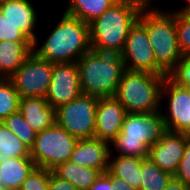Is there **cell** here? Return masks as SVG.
<instances>
[{"instance_id": "30bf717a", "label": "cell", "mask_w": 190, "mask_h": 190, "mask_svg": "<svg viewBox=\"0 0 190 190\" xmlns=\"http://www.w3.org/2000/svg\"><path fill=\"white\" fill-rule=\"evenodd\" d=\"M167 106L163 110V102ZM161 109L165 128L168 131L190 132V90L173 82L166 76L161 89Z\"/></svg>"}, {"instance_id": "4316f807", "label": "cell", "mask_w": 190, "mask_h": 190, "mask_svg": "<svg viewBox=\"0 0 190 190\" xmlns=\"http://www.w3.org/2000/svg\"><path fill=\"white\" fill-rule=\"evenodd\" d=\"M176 33L181 54L190 55V14L176 12Z\"/></svg>"}, {"instance_id": "836d02e7", "label": "cell", "mask_w": 190, "mask_h": 190, "mask_svg": "<svg viewBox=\"0 0 190 190\" xmlns=\"http://www.w3.org/2000/svg\"><path fill=\"white\" fill-rule=\"evenodd\" d=\"M111 181L115 190H136L132 185L128 184L125 180L119 179L111 174Z\"/></svg>"}, {"instance_id": "8992f818", "label": "cell", "mask_w": 190, "mask_h": 190, "mask_svg": "<svg viewBox=\"0 0 190 190\" xmlns=\"http://www.w3.org/2000/svg\"><path fill=\"white\" fill-rule=\"evenodd\" d=\"M167 75L125 69L114 97L127 113H156L161 110V89Z\"/></svg>"}, {"instance_id": "e575fe53", "label": "cell", "mask_w": 190, "mask_h": 190, "mask_svg": "<svg viewBox=\"0 0 190 190\" xmlns=\"http://www.w3.org/2000/svg\"><path fill=\"white\" fill-rule=\"evenodd\" d=\"M164 190H188V186L173 177Z\"/></svg>"}, {"instance_id": "6da1fadb", "label": "cell", "mask_w": 190, "mask_h": 190, "mask_svg": "<svg viewBox=\"0 0 190 190\" xmlns=\"http://www.w3.org/2000/svg\"><path fill=\"white\" fill-rule=\"evenodd\" d=\"M58 20L42 43L35 39L33 52L53 64L77 62L91 50L89 24L64 12Z\"/></svg>"}, {"instance_id": "9a60e30c", "label": "cell", "mask_w": 190, "mask_h": 190, "mask_svg": "<svg viewBox=\"0 0 190 190\" xmlns=\"http://www.w3.org/2000/svg\"><path fill=\"white\" fill-rule=\"evenodd\" d=\"M110 144L97 138L78 139L71 154L70 160L76 164L100 170L108 171Z\"/></svg>"}, {"instance_id": "ab89813d", "label": "cell", "mask_w": 190, "mask_h": 190, "mask_svg": "<svg viewBox=\"0 0 190 190\" xmlns=\"http://www.w3.org/2000/svg\"><path fill=\"white\" fill-rule=\"evenodd\" d=\"M0 190H7V189H6V188H4V187H1V188H0Z\"/></svg>"}, {"instance_id": "5b68a950", "label": "cell", "mask_w": 190, "mask_h": 190, "mask_svg": "<svg viewBox=\"0 0 190 190\" xmlns=\"http://www.w3.org/2000/svg\"><path fill=\"white\" fill-rule=\"evenodd\" d=\"M165 131L160 111L152 114L127 113L120 134L110 144V154L146 158L149 147L157 142Z\"/></svg>"}, {"instance_id": "44dd1931", "label": "cell", "mask_w": 190, "mask_h": 190, "mask_svg": "<svg viewBox=\"0 0 190 190\" xmlns=\"http://www.w3.org/2000/svg\"><path fill=\"white\" fill-rule=\"evenodd\" d=\"M144 158L116 156L109 154L108 171L115 177L125 180L136 190H140L141 162Z\"/></svg>"}, {"instance_id": "4fadbf2b", "label": "cell", "mask_w": 190, "mask_h": 190, "mask_svg": "<svg viewBox=\"0 0 190 190\" xmlns=\"http://www.w3.org/2000/svg\"><path fill=\"white\" fill-rule=\"evenodd\" d=\"M188 140V133L166 130L162 137L149 147L147 157L164 172L174 176Z\"/></svg>"}, {"instance_id": "7402d4cb", "label": "cell", "mask_w": 190, "mask_h": 190, "mask_svg": "<svg viewBox=\"0 0 190 190\" xmlns=\"http://www.w3.org/2000/svg\"><path fill=\"white\" fill-rule=\"evenodd\" d=\"M118 0H68L64 13L90 23Z\"/></svg>"}, {"instance_id": "ba28073f", "label": "cell", "mask_w": 190, "mask_h": 190, "mask_svg": "<svg viewBox=\"0 0 190 190\" xmlns=\"http://www.w3.org/2000/svg\"><path fill=\"white\" fill-rule=\"evenodd\" d=\"M99 98L81 94L74 100L55 109L56 124L77 139L95 136V118Z\"/></svg>"}, {"instance_id": "8fae6325", "label": "cell", "mask_w": 190, "mask_h": 190, "mask_svg": "<svg viewBox=\"0 0 190 190\" xmlns=\"http://www.w3.org/2000/svg\"><path fill=\"white\" fill-rule=\"evenodd\" d=\"M120 55L127 70L166 75L156 65L146 27L139 20L128 32L125 47Z\"/></svg>"}, {"instance_id": "3957f363", "label": "cell", "mask_w": 190, "mask_h": 190, "mask_svg": "<svg viewBox=\"0 0 190 190\" xmlns=\"http://www.w3.org/2000/svg\"><path fill=\"white\" fill-rule=\"evenodd\" d=\"M138 20L146 27L156 65L168 75L183 57L177 42L176 12L151 2L143 7Z\"/></svg>"}, {"instance_id": "603a6c76", "label": "cell", "mask_w": 190, "mask_h": 190, "mask_svg": "<svg viewBox=\"0 0 190 190\" xmlns=\"http://www.w3.org/2000/svg\"><path fill=\"white\" fill-rule=\"evenodd\" d=\"M140 174V190H164L173 178V176L164 172L148 157L144 158L141 162Z\"/></svg>"}, {"instance_id": "d6a6232c", "label": "cell", "mask_w": 190, "mask_h": 190, "mask_svg": "<svg viewBox=\"0 0 190 190\" xmlns=\"http://www.w3.org/2000/svg\"><path fill=\"white\" fill-rule=\"evenodd\" d=\"M49 190H77L76 187L67 180L60 179L52 171L49 177Z\"/></svg>"}, {"instance_id": "d6986e66", "label": "cell", "mask_w": 190, "mask_h": 190, "mask_svg": "<svg viewBox=\"0 0 190 190\" xmlns=\"http://www.w3.org/2000/svg\"><path fill=\"white\" fill-rule=\"evenodd\" d=\"M35 167L31 157H12L1 162L0 175L3 187L7 190H19Z\"/></svg>"}, {"instance_id": "484cf974", "label": "cell", "mask_w": 190, "mask_h": 190, "mask_svg": "<svg viewBox=\"0 0 190 190\" xmlns=\"http://www.w3.org/2000/svg\"><path fill=\"white\" fill-rule=\"evenodd\" d=\"M2 123L31 150L37 133L31 128L19 111L9 115Z\"/></svg>"}, {"instance_id": "83f0119b", "label": "cell", "mask_w": 190, "mask_h": 190, "mask_svg": "<svg viewBox=\"0 0 190 190\" xmlns=\"http://www.w3.org/2000/svg\"><path fill=\"white\" fill-rule=\"evenodd\" d=\"M50 171L35 167L23 181L19 190H49Z\"/></svg>"}, {"instance_id": "7c38bea8", "label": "cell", "mask_w": 190, "mask_h": 190, "mask_svg": "<svg viewBox=\"0 0 190 190\" xmlns=\"http://www.w3.org/2000/svg\"><path fill=\"white\" fill-rule=\"evenodd\" d=\"M82 94L76 62L53 64L51 82L45 100L53 107L68 103Z\"/></svg>"}, {"instance_id": "f1b7e54d", "label": "cell", "mask_w": 190, "mask_h": 190, "mask_svg": "<svg viewBox=\"0 0 190 190\" xmlns=\"http://www.w3.org/2000/svg\"><path fill=\"white\" fill-rule=\"evenodd\" d=\"M173 82L182 87H190V55L183 56L174 69L167 75Z\"/></svg>"}, {"instance_id": "f546056e", "label": "cell", "mask_w": 190, "mask_h": 190, "mask_svg": "<svg viewBox=\"0 0 190 190\" xmlns=\"http://www.w3.org/2000/svg\"><path fill=\"white\" fill-rule=\"evenodd\" d=\"M31 41L18 27L5 18L0 11V41Z\"/></svg>"}, {"instance_id": "ac0fdd59", "label": "cell", "mask_w": 190, "mask_h": 190, "mask_svg": "<svg viewBox=\"0 0 190 190\" xmlns=\"http://www.w3.org/2000/svg\"><path fill=\"white\" fill-rule=\"evenodd\" d=\"M32 52V41H0V78H10Z\"/></svg>"}, {"instance_id": "2e32d148", "label": "cell", "mask_w": 190, "mask_h": 190, "mask_svg": "<svg viewBox=\"0 0 190 190\" xmlns=\"http://www.w3.org/2000/svg\"><path fill=\"white\" fill-rule=\"evenodd\" d=\"M0 11L14 26L18 27L32 42L37 38L39 15L31 0H8ZM36 29V30H35Z\"/></svg>"}, {"instance_id": "7a4b0ae2", "label": "cell", "mask_w": 190, "mask_h": 190, "mask_svg": "<svg viewBox=\"0 0 190 190\" xmlns=\"http://www.w3.org/2000/svg\"><path fill=\"white\" fill-rule=\"evenodd\" d=\"M147 3L145 0H118L90 22L91 50L121 54L128 32Z\"/></svg>"}, {"instance_id": "9c48e42d", "label": "cell", "mask_w": 190, "mask_h": 190, "mask_svg": "<svg viewBox=\"0 0 190 190\" xmlns=\"http://www.w3.org/2000/svg\"><path fill=\"white\" fill-rule=\"evenodd\" d=\"M53 63L32 52L21 67L10 77L22 97L45 98L51 82Z\"/></svg>"}, {"instance_id": "ffe728a7", "label": "cell", "mask_w": 190, "mask_h": 190, "mask_svg": "<svg viewBox=\"0 0 190 190\" xmlns=\"http://www.w3.org/2000/svg\"><path fill=\"white\" fill-rule=\"evenodd\" d=\"M52 172L60 179L72 183L77 190H88L102 173L94 168L82 167L71 160L58 165Z\"/></svg>"}, {"instance_id": "52a82bcc", "label": "cell", "mask_w": 190, "mask_h": 190, "mask_svg": "<svg viewBox=\"0 0 190 190\" xmlns=\"http://www.w3.org/2000/svg\"><path fill=\"white\" fill-rule=\"evenodd\" d=\"M77 138L56 123L37 133L31 158L36 167L52 171L58 165L70 160Z\"/></svg>"}, {"instance_id": "d590c367", "label": "cell", "mask_w": 190, "mask_h": 190, "mask_svg": "<svg viewBox=\"0 0 190 190\" xmlns=\"http://www.w3.org/2000/svg\"><path fill=\"white\" fill-rule=\"evenodd\" d=\"M185 4L182 7H179V9H174L172 12H178L181 14H190V0H185Z\"/></svg>"}, {"instance_id": "8d00e7d4", "label": "cell", "mask_w": 190, "mask_h": 190, "mask_svg": "<svg viewBox=\"0 0 190 190\" xmlns=\"http://www.w3.org/2000/svg\"><path fill=\"white\" fill-rule=\"evenodd\" d=\"M8 0H0V6L3 5Z\"/></svg>"}, {"instance_id": "d4e9b609", "label": "cell", "mask_w": 190, "mask_h": 190, "mask_svg": "<svg viewBox=\"0 0 190 190\" xmlns=\"http://www.w3.org/2000/svg\"><path fill=\"white\" fill-rule=\"evenodd\" d=\"M20 96L10 78H0V122L19 111Z\"/></svg>"}, {"instance_id": "5bb4252c", "label": "cell", "mask_w": 190, "mask_h": 190, "mask_svg": "<svg viewBox=\"0 0 190 190\" xmlns=\"http://www.w3.org/2000/svg\"><path fill=\"white\" fill-rule=\"evenodd\" d=\"M127 111L115 97L99 98L94 138L111 144L121 132Z\"/></svg>"}, {"instance_id": "cb8c5ba5", "label": "cell", "mask_w": 190, "mask_h": 190, "mask_svg": "<svg viewBox=\"0 0 190 190\" xmlns=\"http://www.w3.org/2000/svg\"><path fill=\"white\" fill-rule=\"evenodd\" d=\"M12 157H31L30 149L0 122V163Z\"/></svg>"}, {"instance_id": "1f68e13d", "label": "cell", "mask_w": 190, "mask_h": 190, "mask_svg": "<svg viewBox=\"0 0 190 190\" xmlns=\"http://www.w3.org/2000/svg\"><path fill=\"white\" fill-rule=\"evenodd\" d=\"M88 190H115L109 171L101 173Z\"/></svg>"}, {"instance_id": "e0dca14e", "label": "cell", "mask_w": 190, "mask_h": 190, "mask_svg": "<svg viewBox=\"0 0 190 190\" xmlns=\"http://www.w3.org/2000/svg\"><path fill=\"white\" fill-rule=\"evenodd\" d=\"M19 112L36 133L46 130L56 123L55 108L51 107L42 97L20 98Z\"/></svg>"}, {"instance_id": "f35d334b", "label": "cell", "mask_w": 190, "mask_h": 190, "mask_svg": "<svg viewBox=\"0 0 190 190\" xmlns=\"http://www.w3.org/2000/svg\"><path fill=\"white\" fill-rule=\"evenodd\" d=\"M145 1H147L148 3H151V2H153V3H154V1H153V0H145Z\"/></svg>"}, {"instance_id": "4dcf8cb0", "label": "cell", "mask_w": 190, "mask_h": 190, "mask_svg": "<svg viewBox=\"0 0 190 190\" xmlns=\"http://www.w3.org/2000/svg\"><path fill=\"white\" fill-rule=\"evenodd\" d=\"M173 177L181 181L184 185L190 186V139L184 147L183 157Z\"/></svg>"}, {"instance_id": "74e56055", "label": "cell", "mask_w": 190, "mask_h": 190, "mask_svg": "<svg viewBox=\"0 0 190 190\" xmlns=\"http://www.w3.org/2000/svg\"><path fill=\"white\" fill-rule=\"evenodd\" d=\"M1 179H2V177H1V175H0V188L3 187V183H2V180H1Z\"/></svg>"}, {"instance_id": "277c9868", "label": "cell", "mask_w": 190, "mask_h": 190, "mask_svg": "<svg viewBox=\"0 0 190 190\" xmlns=\"http://www.w3.org/2000/svg\"><path fill=\"white\" fill-rule=\"evenodd\" d=\"M82 94L114 97L125 70L120 54L90 50L77 60Z\"/></svg>"}]
</instances>
